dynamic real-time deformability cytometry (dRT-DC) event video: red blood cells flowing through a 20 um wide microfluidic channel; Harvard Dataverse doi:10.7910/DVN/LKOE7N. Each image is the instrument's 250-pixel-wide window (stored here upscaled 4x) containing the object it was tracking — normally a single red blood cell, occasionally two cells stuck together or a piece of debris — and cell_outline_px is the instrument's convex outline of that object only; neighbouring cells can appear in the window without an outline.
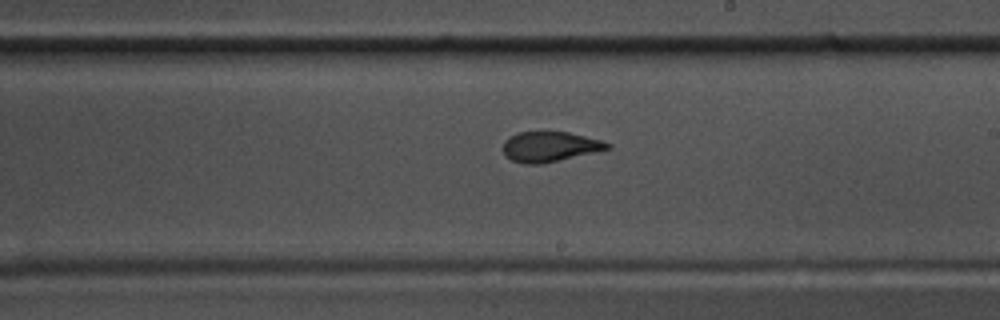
{"species": "common noctule bat (a hibernating species)", "species_latin": "Nyctalus noctula", "temperature_condition": "warm", "stored_images_in_passage": 41, "camera_frame_rate_fps": 3000, "um_per_image_px": 0.085, "animal": {"sex": "male", "body_mass_g": 17.5, "forearm_length_mm": 52.3}, "frame": {"image": 1, "passage_image": 17, "time_ms": 5.333, "image_size_px": [1000, 320], "cell_outline_px": [[612, 148], [596, 152], [540, 164], [524, 164], [512, 160], [504, 156], [504, 140], [508, 136], [516, 132], [568, 132], [600, 140], [612, 144]], "centroid_in_image_um": [46.72, 12.46], "position_along_channel_um": 242.3, "area_um2": 18.32}}
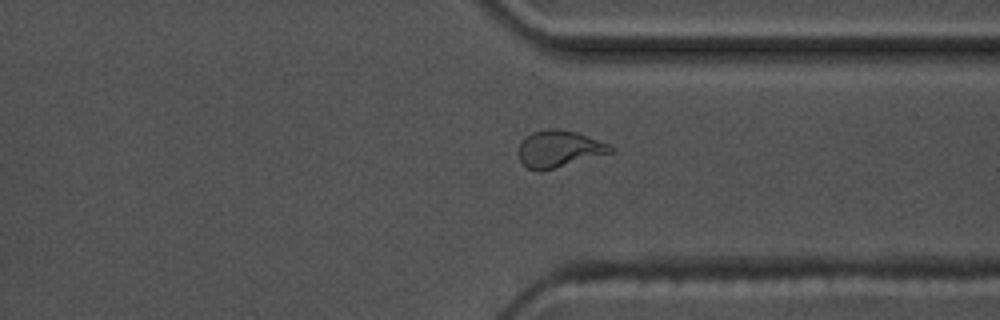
{"frame": {"image": 2, "passage_image": 27, "time_ms": 8.667, "image_size_px": [1000, 320], "cell_outline_px": [[616, 148], [612, 152], [540, 172], [528, 168], [520, 160], [520, 144], [532, 132], [552, 128], [556, 128], [576, 132], [608, 144]], "centroid_in_image_um": [47.53, 12.66], "position_along_channel_um": 363.9, "area_um2": 19.25}}
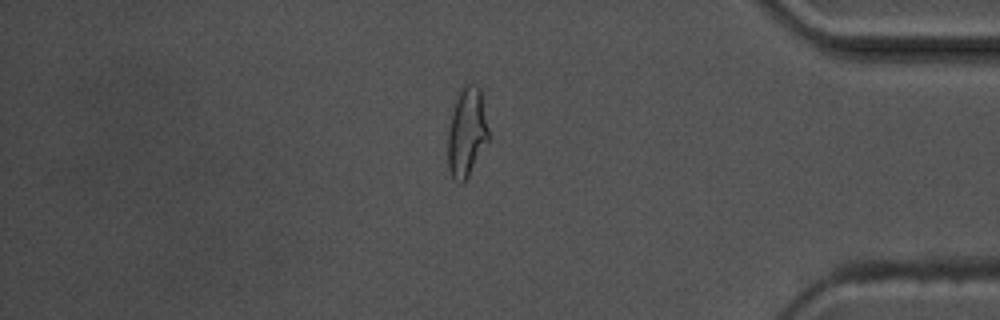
{"frame": {"image": 3, "passage_image": 32, "time_ms": 10.333, "image_size_px": [1000, 320], "cell_outline_px": [[488, 140], [468, 176], [460, 184], [452, 180], [448, 168], [448, 132], [452, 112], [456, 100], [464, 84], [472, 84], [480, 88], [488, 128]], "centroid_in_image_um": [39.66, 11.28], "position_along_channel_um": 395.5, "area_um2": 20.81}, "authors_computed_cell_mechanics": {"area_um2": 19.2474, "velocity_mm_per_s": 3.6461, "shape_relaxation_time_tau1_ms": 7.8739, "shape_relaxation_time_tau2_ms": 1.4302, "deformation_change_tau1": 0.2414, "deformation_change_tau2": 0.0929}}